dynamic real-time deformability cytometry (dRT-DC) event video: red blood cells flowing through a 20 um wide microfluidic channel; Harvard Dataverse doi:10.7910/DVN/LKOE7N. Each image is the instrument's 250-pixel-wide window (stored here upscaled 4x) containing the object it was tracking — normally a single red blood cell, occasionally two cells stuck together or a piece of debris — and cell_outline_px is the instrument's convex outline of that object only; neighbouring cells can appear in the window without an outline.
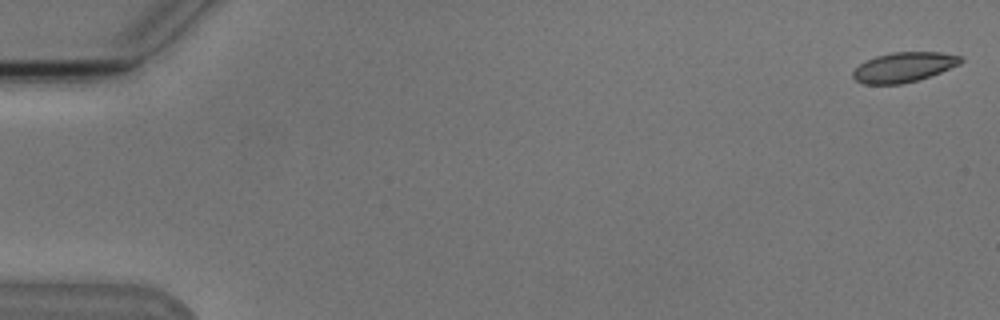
{"species": "Egyptian fruit bat (a non-hibernating species)", "species_latin": "Rousettus aegyptiacus", "temperature_condition": "cold", "stored_images_in_passage": 54, "camera_frame_rate_fps": 3000, "um_per_image_px": 0.085, "animal": {"sex": "male"}, "frame": {"image": 1, "passage_image": 1, "time_ms": 0.0, "image_size_px": [1000, 320], "cell_outline_px": [[964, 60], [960, 64], [940, 72], [916, 80], [900, 84], [864, 84], [856, 80], [852, 76], [852, 72], [860, 64], [876, 56], [892, 52], [940, 52], [960, 56]], "centroid_in_image_um": [76.82, 5.7], "position_along_channel_um": 8.2, "area_um2": 18.5}}
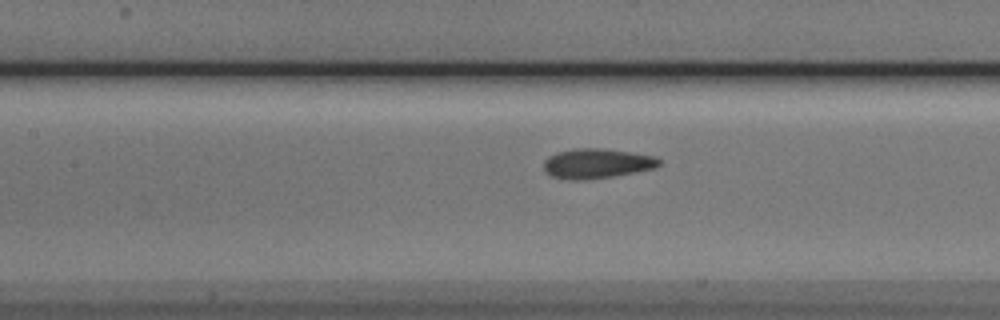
{"frame": {"image": 2, "passage_image": 25, "time_ms": 8.0, "image_size_px": [1000, 320], "cell_outline_px": [[660, 164], [656, 168], [636, 172], [612, 176], [580, 180], [568, 180], [552, 176], [544, 172], [544, 160], [548, 156], [556, 152], [572, 148], [604, 148], [656, 156], [660, 160]], "centroid_in_image_um": [50.71, 13.88], "position_along_channel_um": 156.7, "area_um2": 20.23}}
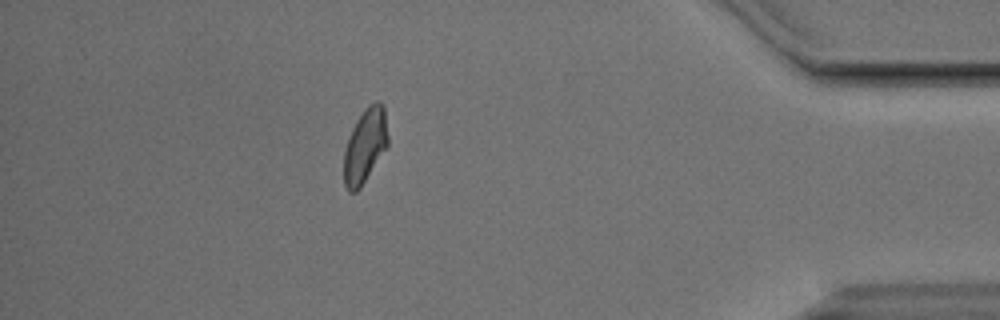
{"frame": {"image": 3, "passage_image": 48, "time_ms": 15.667, "image_size_px": [1000, 320], "cell_outline_px": [[388, 144], [360, 188], [356, 192], [348, 192], [344, 184], [344, 152], [348, 136], [356, 120], [364, 108], [368, 104], [376, 100], [380, 100], [384, 104], [388, 136]], "centroid_in_image_um": [31.02, 12.33], "position_along_channel_um": 404.2, "area_um2": 19.19}, "authors_computed_cell_mechanics": {"area_um2": 19.4497, "velocity_mm_per_s": 3.802, "shape_relaxation_time_tau1_ms": 2.8526, "shape_relaxation_time_tau2_ms": 1.0885, "deformation_change_tau1": 0.12, "deformation_change_tau2": 0.0686}}